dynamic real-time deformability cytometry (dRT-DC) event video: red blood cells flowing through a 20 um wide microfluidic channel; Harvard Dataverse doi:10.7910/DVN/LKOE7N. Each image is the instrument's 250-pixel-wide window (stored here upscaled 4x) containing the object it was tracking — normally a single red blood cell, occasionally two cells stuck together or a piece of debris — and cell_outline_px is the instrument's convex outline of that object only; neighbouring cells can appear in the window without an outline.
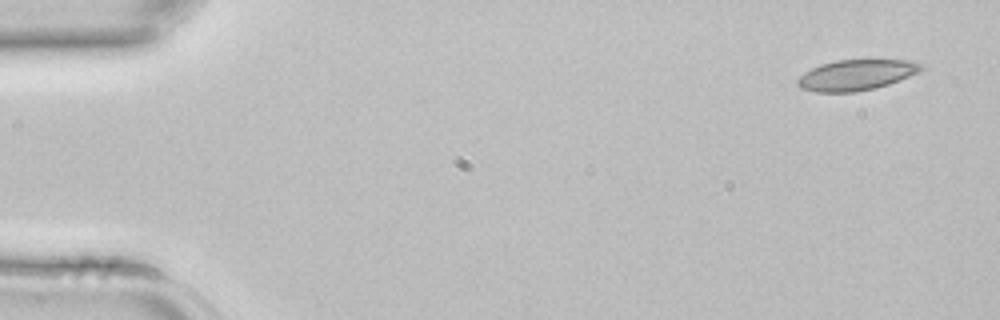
{"species": "common noctule bat (a hibernating species)", "species_latin": "Nyctalus noctula", "temperature_condition": "room temperature", "stored_images_in_passage": 3, "segment_of_instrument_passage": [2, 2], "camera_frame_rate_fps": 3000, "um_per_image_px": 0.085, "animal": {"sex": "female", "body_mass_g": 22.7, "forearm_length_mm": 54.2}, "frame": {"image": 1, "passage_image": 3, "time_ms": 0.667, "image_size_px": [1000, 320], "cell_outline_px": [[924, 68], [900, 80], [876, 88], [856, 92], [816, 92], [800, 88], [796, 84], [796, 80], [804, 72], [820, 64], [836, 60], [916, 60], [924, 64]], "centroid_in_image_um": [72.77, 6.37], "position_along_channel_um": 12.2, "area_um2": 22.2}}